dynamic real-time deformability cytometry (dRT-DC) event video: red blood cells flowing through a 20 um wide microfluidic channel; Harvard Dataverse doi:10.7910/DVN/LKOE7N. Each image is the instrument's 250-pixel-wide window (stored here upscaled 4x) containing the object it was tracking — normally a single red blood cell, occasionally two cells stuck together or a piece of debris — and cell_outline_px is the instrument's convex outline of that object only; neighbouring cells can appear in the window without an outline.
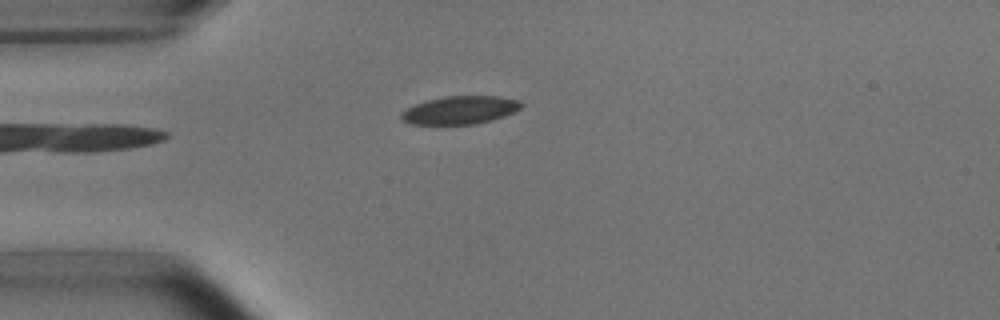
{"species": "common noctule bat (a hibernating species)", "species_latin": "Nyctalus noctula", "temperature_condition": "room temperature", "stored_images_in_passage": 4, "camera_frame_rate_fps": 3000, "um_per_image_px": 0.085, "animal": {"sex": "male", "body_mass_g": 15.6}, "frame": {"image": 1, "passage_image": 4, "time_ms": 4.333, "image_size_px": [1000, 320], "cell_outline_px": [[524, 104], [520, 108], [504, 116], [492, 120], [476, 124], [408, 124], [400, 116], [400, 112], [416, 104], [428, 100], [448, 96], [500, 96], [520, 100]], "centroid_in_image_um": [39.13, 9.35], "position_along_channel_um": 45.9, "area_um2": 19.54}}